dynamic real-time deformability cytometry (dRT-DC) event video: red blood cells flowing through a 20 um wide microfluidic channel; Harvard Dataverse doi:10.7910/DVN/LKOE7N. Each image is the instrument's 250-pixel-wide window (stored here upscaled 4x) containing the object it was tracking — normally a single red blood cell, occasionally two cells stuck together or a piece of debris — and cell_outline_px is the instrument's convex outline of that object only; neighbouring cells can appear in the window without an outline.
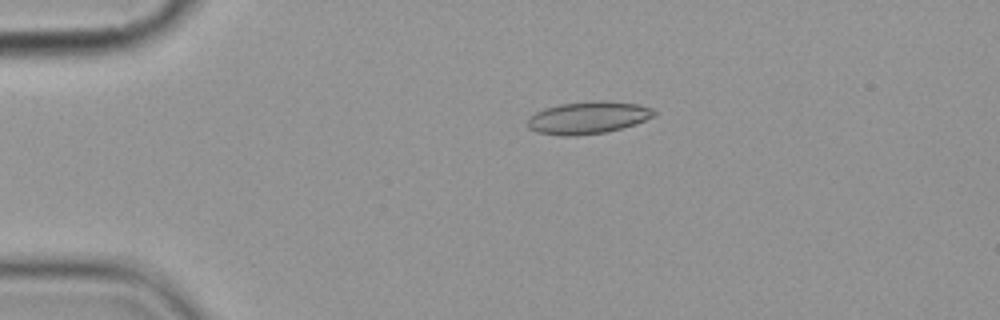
{"species": "common noctule bat (a hibernating species)", "species_latin": "Nyctalus noctula", "temperature_condition": "cold", "stored_images_in_passage": 6, "camera_frame_rate_fps": 3000, "um_per_image_px": 0.085, "animal": {"sex": "female", "body_mass_g": 19.9}, "frame": {"image": 1, "passage_image": 4, "time_ms": 3.667, "image_size_px": [1000, 320], "cell_outline_px": [[656, 116], [636, 124], [608, 132], [576, 136], [560, 136], [540, 132], [528, 128], [524, 124], [528, 116], [544, 108], [560, 104], [596, 100], [600, 100], [640, 104], [652, 108], [656, 112]], "centroid_in_image_um": [49.98, 10.0], "position_along_channel_um": 35.0, "area_um2": 24.28}}